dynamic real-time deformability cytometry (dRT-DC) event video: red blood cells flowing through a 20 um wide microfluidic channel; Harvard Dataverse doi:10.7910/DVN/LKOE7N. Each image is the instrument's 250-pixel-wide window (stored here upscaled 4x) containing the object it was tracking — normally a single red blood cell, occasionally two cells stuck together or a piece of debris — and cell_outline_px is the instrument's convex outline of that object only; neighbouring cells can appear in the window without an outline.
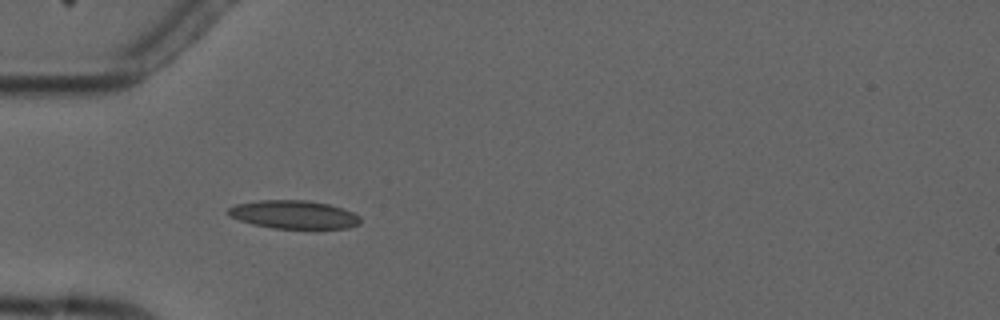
{"species": "common noctule bat (a hibernating species)", "species_latin": "Nyctalus noctula", "temperature_condition": "cold", "stored_images_in_passage": 11, "camera_frame_rate_fps": 3000, "um_per_image_px": 0.085, "animal": {"sex": "male", "forearm_length_mm": 52.5}, "frame": {"image": 1, "passage_image": 5, "time_ms": 4.333, "image_size_px": [1000, 320], "cell_outline_px": [[360, 224], [348, 228], [272, 228], [252, 224], [228, 216], [224, 212], [228, 208], [236, 204], [260, 200], [304, 200], [328, 204], [352, 212], [360, 216]], "centroid_in_image_um": [24.92, 18.24], "position_along_channel_um": 60.1, "area_um2": 21.73}}
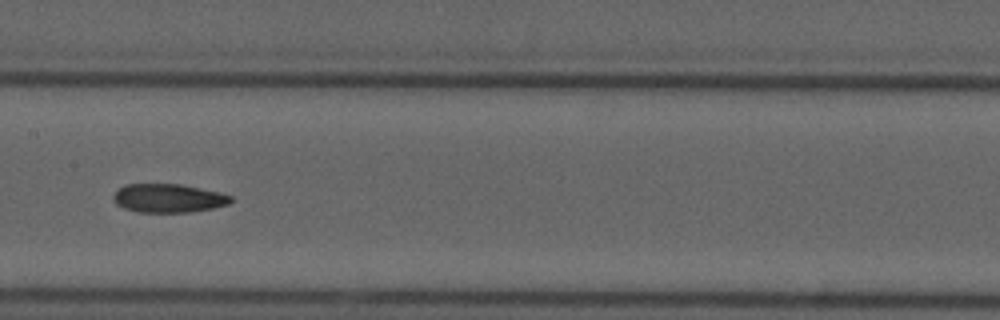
{"frame": {"image": 2, "passage_image": 8, "time_ms": 8.0, "image_size_px": [1000, 320], "cell_outline_px": [[232, 200], [228, 204], [212, 208], [192, 212], [136, 212], [124, 208], [116, 204], [112, 196], [124, 184], [180, 184], [220, 192], [232, 196]], "centroid_in_image_um": [14.31, 16.85], "position_along_channel_um": 193.1, "area_um2": 19.59}}
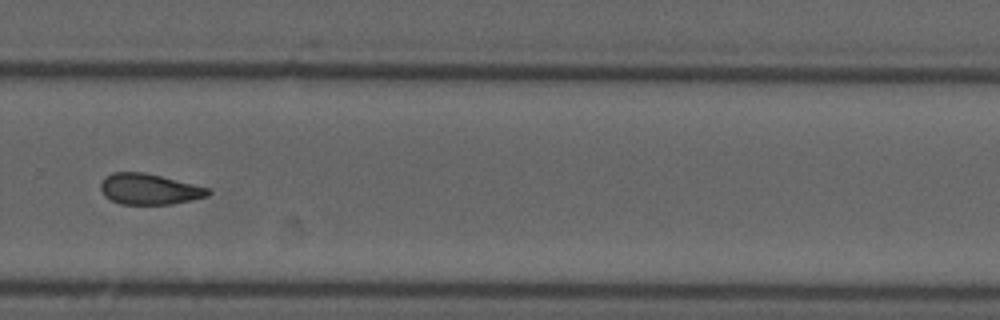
{"frame": {"image": 3, "passage_image": 11, "time_ms": 11.333, "image_size_px": [1000, 320], "cell_outline_px": [[212, 192], [208, 196], [192, 200], [172, 204], [120, 204], [104, 196], [100, 188], [100, 184], [104, 176], [112, 172], [144, 172], [208, 188]], "centroid_in_image_um": [12.65, 16.08], "position_along_channel_um": 317.2, "area_um2": 19.25}}